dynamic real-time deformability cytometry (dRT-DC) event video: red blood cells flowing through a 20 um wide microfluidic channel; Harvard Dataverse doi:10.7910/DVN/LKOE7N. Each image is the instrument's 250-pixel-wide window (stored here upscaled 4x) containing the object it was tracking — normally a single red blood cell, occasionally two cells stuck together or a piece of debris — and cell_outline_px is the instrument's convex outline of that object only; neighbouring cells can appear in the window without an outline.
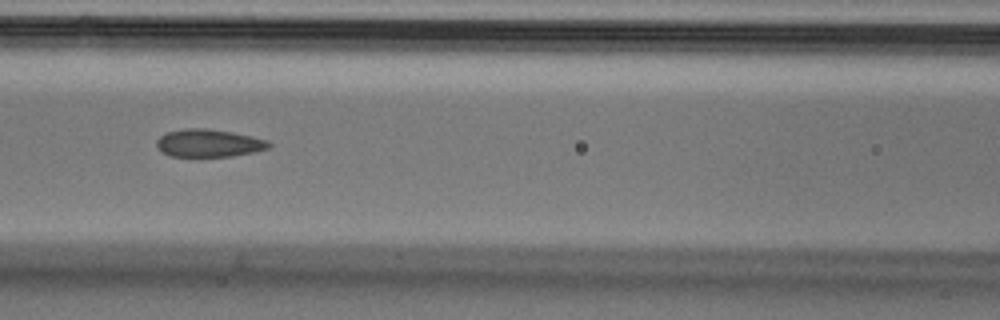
{"species": "Egyptian fruit bat (a non-hibernating species)", "species_latin": "Rousettus aegyptiacus", "temperature_condition": "cold", "stored_images_in_passage": 7, "camera_frame_rate_fps": 3000, "um_per_image_px": 0.085, "animal": {"sex": "male"}, "frame": {"image": 1, "passage_image": 7, "time_ms": 2.0, "image_size_px": [1000, 320], "cell_outline_px": [[272, 144], [268, 148], [252, 152], [232, 156], [172, 156], [160, 152], [156, 144], [156, 140], [160, 136], [168, 132], [184, 128], [204, 128], [232, 132], [252, 136], [268, 140]], "centroid_in_image_um": [17.73, 12.16], "position_along_channel_um": 148.9, "area_um2": 18.09}}